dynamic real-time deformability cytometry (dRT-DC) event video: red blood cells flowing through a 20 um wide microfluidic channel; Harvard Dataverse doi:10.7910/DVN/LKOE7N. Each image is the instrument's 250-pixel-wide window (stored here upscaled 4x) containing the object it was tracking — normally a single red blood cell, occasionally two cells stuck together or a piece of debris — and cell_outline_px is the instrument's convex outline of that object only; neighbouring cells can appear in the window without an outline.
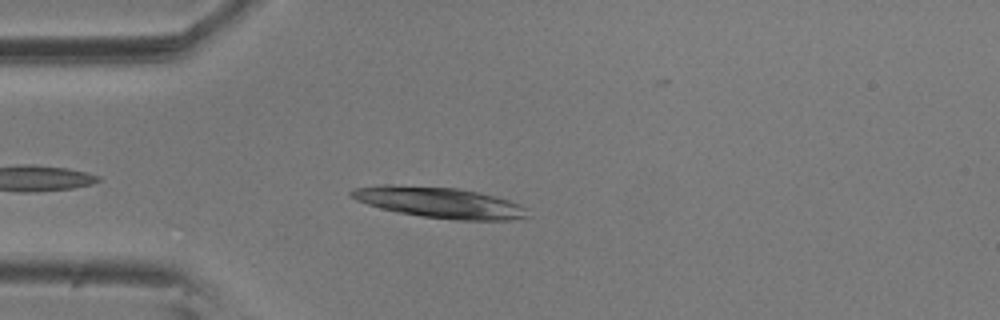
{"species": "common noctule bat (a hibernating species)", "species_latin": "Nyctalus noctula", "temperature_condition": "room temperature", "stored_images_in_passage": 1, "camera_frame_rate_fps": 3000, "um_per_image_px": 0.085, "animal": {"sex": "male", "body_mass_g": 20.5, "forearm_length_mm": 52.5}, "frame": {"image": 1, "passage_image": 1, "time_ms": 0.0, "image_size_px": [1000, 320], "cell_outline_px": [[528, 216], [512, 220], [456, 220], [424, 216], [396, 212], [380, 208], [356, 200], [348, 192], [352, 188], [384, 184], [392, 184], [456, 188], [480, 192], [496, 196], [520, 204], [528, 208]], "centroid_in_image_um": [37.36, 17.2], "position_along_channel_um": 47.6, "area_um2": 31.79}}